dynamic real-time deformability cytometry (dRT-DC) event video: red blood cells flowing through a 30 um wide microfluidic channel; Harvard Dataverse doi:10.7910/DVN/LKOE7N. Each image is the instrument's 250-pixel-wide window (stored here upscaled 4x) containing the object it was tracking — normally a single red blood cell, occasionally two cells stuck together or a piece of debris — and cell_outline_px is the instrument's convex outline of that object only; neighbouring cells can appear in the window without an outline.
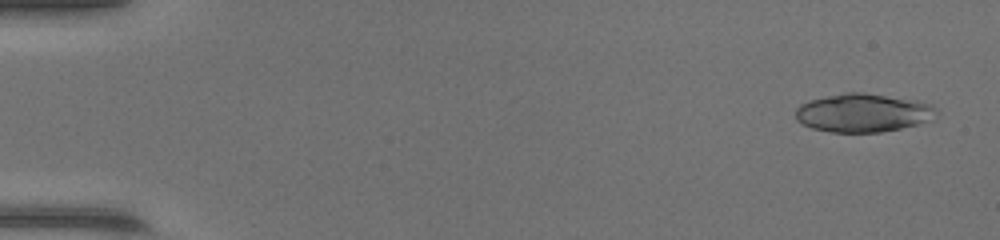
{"species": "common noctule bat (a hibernating species)", "species_latin": "Nyctalus noctula", "temperature_condition": "warm", "stored_images_in_passage": 47, "camera_frame_rate_fps": 3000, "um_per_image_px": 0.085, "animal": {"sex": "female", "body_mass_g": 17.0, "forearm_length_mm": 48.0}, "frame": {"image": 1, "passage_image": 2, "time_ms": 0.333, "image_size_px": [1000, 240], "cell_outline_px": [[936, 120], [900, 128], [880, 132], [832, 132], [812, 128], [796, 120], [796, 108], [800, 104], [808, 100], [844, 92], [864, 92], [916, 100], [932, 104], [936, 108]], "centroid_in_image_um": [73.39, 9.58], "position_along_channel_um": 11.6, "area_um2": 31.79}}
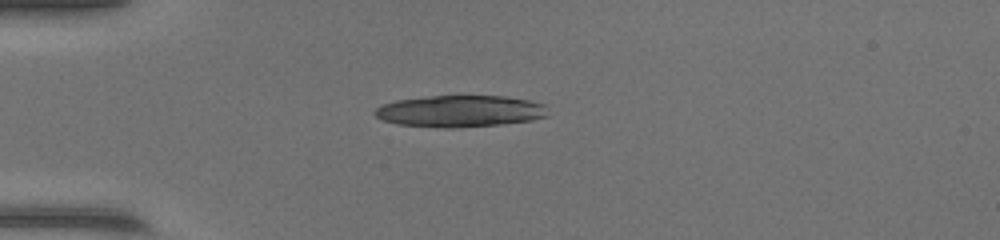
{"frame": {"image": 2, "passage_image": 13, "time_ms": 4.0, "image_size_px": [1000, 240], "cell_outline_px": [[548, 116], [532, 120], [500, 124], [452, 128], [444, 128], [396, 124], [384, 120], [376, 116], [372, 112], [380, 104], [396, 100], [428, 96], [504, 96], [528, 100], [544, 104]], "centroid_in_image_um": [39.06, 9.45], "position_along_channel_um": 45.9, "area_um2": 31.96}}